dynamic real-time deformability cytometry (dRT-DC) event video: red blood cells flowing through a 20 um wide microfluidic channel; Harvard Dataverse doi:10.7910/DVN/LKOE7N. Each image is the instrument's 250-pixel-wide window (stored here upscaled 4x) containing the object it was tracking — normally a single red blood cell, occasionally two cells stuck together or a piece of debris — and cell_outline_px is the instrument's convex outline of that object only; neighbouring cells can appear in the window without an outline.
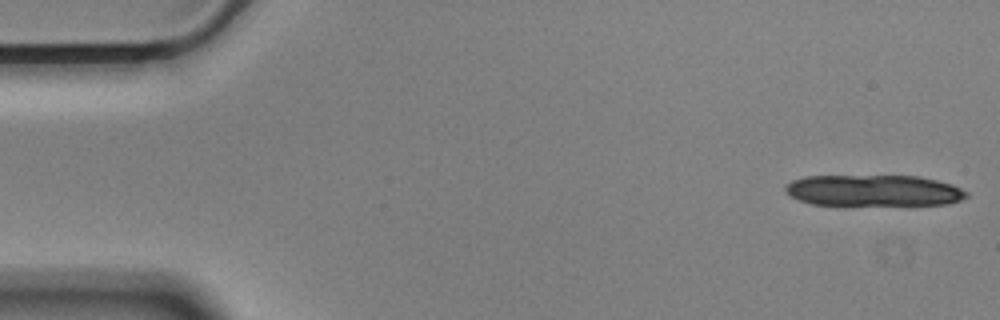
{"species": "Egyptian fruit bat (a non-hibernating species)", "species_latin": "Rousettus aegyptiacus", "temperature_condition": "cold", "stored_images_in_passage": 12, "camera_frame_rate_fps": 3000, "um_per_image_px": 0.085, "animal": {"sex": "male"}, "frame": {"image": 1, "passage_image": 1, "time_ms": 0.0, "image_size_px": [1000, 320], "cell_outline_px": [[968, 196], [960, 200], [948, 204], [844, 208], [812, 204], [800, 200], [784, 192], [784, 184], [792, 180], [804, 176], [920, 176], [952, 184], [968, 192]], "centroid_in_image_um": [74.21, 16.25], "position_along_channel_um": 10.8, "area_um2": 34.74}}